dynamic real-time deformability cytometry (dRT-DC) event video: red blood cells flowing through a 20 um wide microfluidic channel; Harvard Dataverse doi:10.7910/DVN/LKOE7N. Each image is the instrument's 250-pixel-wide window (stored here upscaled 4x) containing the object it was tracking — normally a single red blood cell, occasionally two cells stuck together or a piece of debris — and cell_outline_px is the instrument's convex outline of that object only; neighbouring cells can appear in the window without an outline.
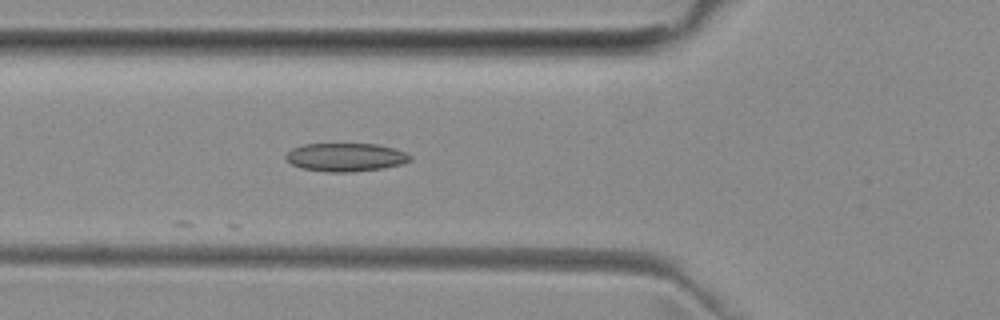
{"species": "common noctule bat (a hibernating species)", "species_latin": "Nyctalus noctula", "temperature_condition": "room temperature", "stored_images_in_passage": 5, "camera_frame_rate_fps": 3000, "um_per_image_px": 0.085, "animal": {"sex": "female", "body_mass_g": 29.2, "forearm_length_mm": 56.3}, "frame": {"image": 1, "passage_image": 5, "time_ms": 4.667, "image_size_px": [1000, 320], "cell_outline_px": [[412, 160], [404, 164], [384, 168], [352, 172], [328, 172], [300, 168], [284, 160], [284, 156], [292, 148], [304, 144], [376, 144], [392, 148], [404, 152], [412, 156]], "centroid_in_image_um": [29.37, 13.37], "position_along_channel_um": 96.4, "area_um2": 20.69}}